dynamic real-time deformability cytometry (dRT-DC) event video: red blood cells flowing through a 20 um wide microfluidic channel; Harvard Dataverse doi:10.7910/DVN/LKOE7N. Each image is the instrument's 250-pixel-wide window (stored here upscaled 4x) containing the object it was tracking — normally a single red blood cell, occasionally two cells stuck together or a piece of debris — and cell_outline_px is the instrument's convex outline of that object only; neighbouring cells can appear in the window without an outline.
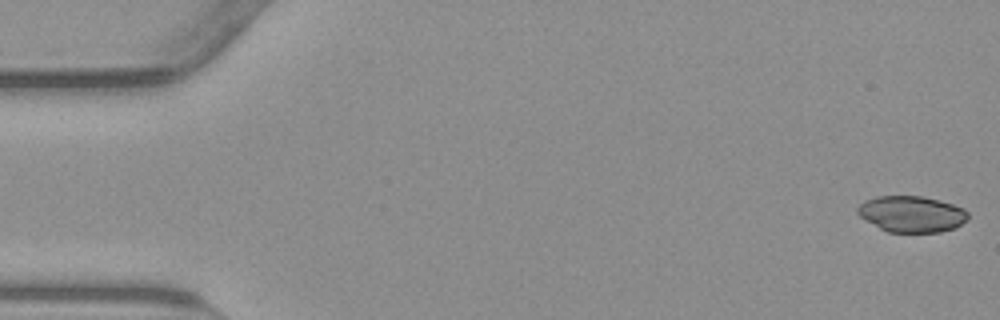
{"species": "common noctule bat (a hibernating species)", "species_latin": "Nyctalus noctula", "temperature_condition": "warm", "stored_images_in_passage": 54, "camera_frame_rate_fps": 3000, "um_per_image_px": 0.085, "animal": {"sex": "male", "body_mass_g": 23.1, "forearm_length_mm": 52.7}, "frame": {"image": 1, "passage_image": 1, "time_ms": 0.0, "image_size_px": [1000, 320], "cell_outline_px": [[968, 220], [956, 228], [940, 232], [888, 232], [880, 228], [860, 216], [856, 212], [856, 208], [864, 200], [876, 196], [924, 196], [952, 204], [964, 208], [968, 212]], "centroid_in_image_um": [77.5, 18.19], "position_along_channel_um": 7.5, "area_um2": 23.41}}
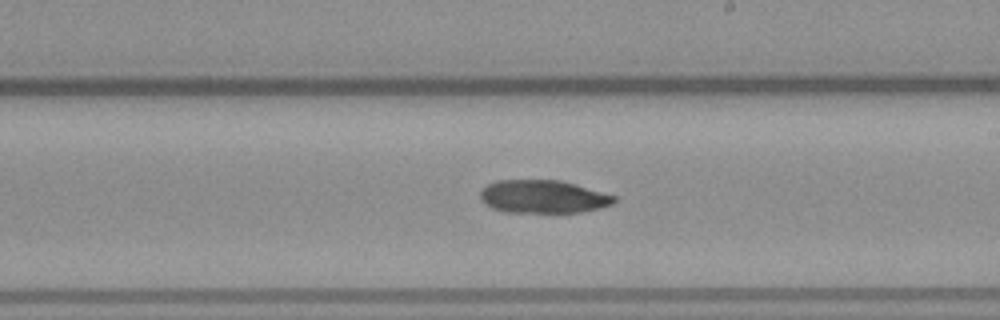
{"frame": {"image": 2, "passage_image": 31, "time_ms": 10.0, "image_size_px": [1000, 320], "cell_outline_px": [[616, 200], [612, 204], [600, 208], [580, 212], [504, 212], [492, 208], [480, 196], [480, 192], [488, 184], [496, 180], [560, 180], [576, 184], [616, 196]], "centroid_in_image_um": [46.19, 16.71], "position_along_channel_um": 242.8, "area_um2": 25.61}}
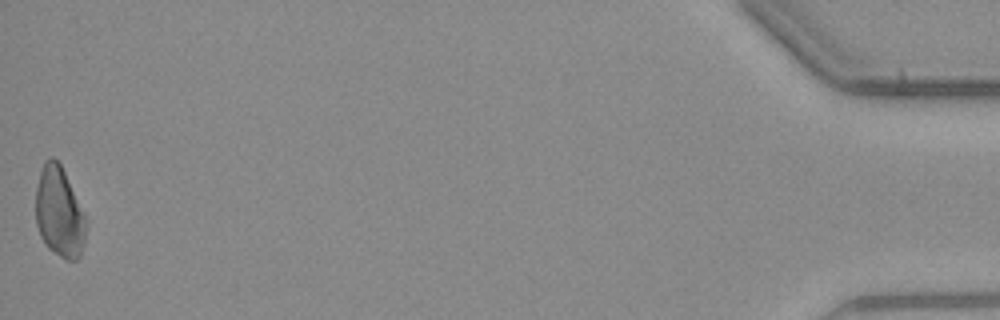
{"frame": {"image": 3, "passage_image": 54, "time_ms": 17.667, "image_size_px": [1000, 320], "cell_outline_px": [[84, 244], [80, 256], [76, 260], [64, 260], [48, 248], [44, 244], [40, 236], [36, 224], [36, 188], [40, 172], [44, 160], [48, 156], [52, 156], [60, 164], [64, 172], [84, 216]], "centroid_in_image_um": [4.99, 18.06], "position_along_channel_um": 430.2, "area_um2": 26.07}}